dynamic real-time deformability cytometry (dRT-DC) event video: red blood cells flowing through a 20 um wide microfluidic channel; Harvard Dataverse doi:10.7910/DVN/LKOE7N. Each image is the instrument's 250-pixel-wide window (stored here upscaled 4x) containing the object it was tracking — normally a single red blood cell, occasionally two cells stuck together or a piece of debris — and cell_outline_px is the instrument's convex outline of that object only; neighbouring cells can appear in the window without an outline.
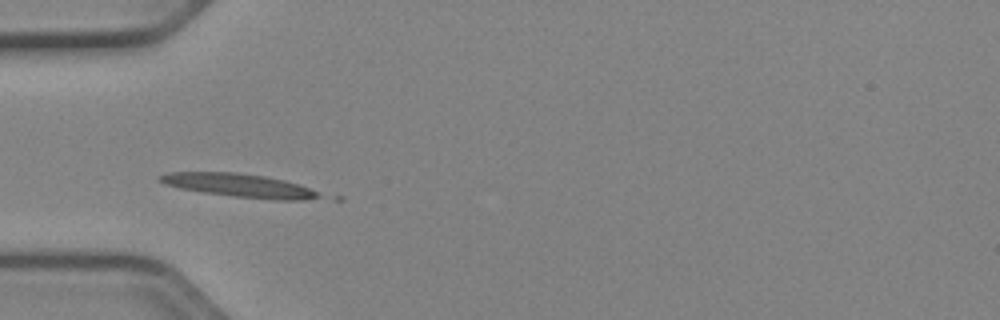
{"species": "Egyptian fruit bat (a non-hibernating species)", "species_latin": "Rousettus aegyptiacus", "temperature_condition": "cold", "stored_images_in_passage": 37, "camera_frame_rate_fps": 3000, "um_per_image_px": 0.085, "animal": {"sex": "female"}, "frame": {"image": 1, "passage_image": 2, "time_ms": 0.333, "image_size_px": [1000, 320], "cell_outline_px": [[320, 196], [304, 200], [276, 200], [232, 196], [204, 192], [180, 188], [164, 184], [156, 180], [156, 176], [168, 172], [236, 172], [264, 176], [284, 180], [300, 184], [316, 192]], "centroid_in_image_um": [20.24, 15.75], "position_along_channel_um": 64.8, "area_um2": 21.62}}
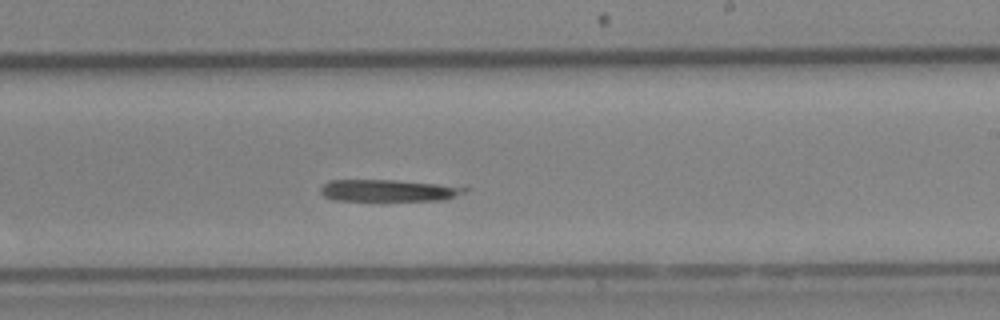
{"frame": {"image": 2, "passage_image": 17, "time_ms": 5.333, "image_size_px": [1000, 320], "cell_outline_px": [[472, 188], [468, 192], [444, 200], [332, 200], [324, 196], [320, 192], [320, 188], [328, 180], [396, 180], [464, 184]], "centroid_in_image_um": [33.23, 16.17], "position_along_channel_um": 255.8, "area_um2": 19.13}}
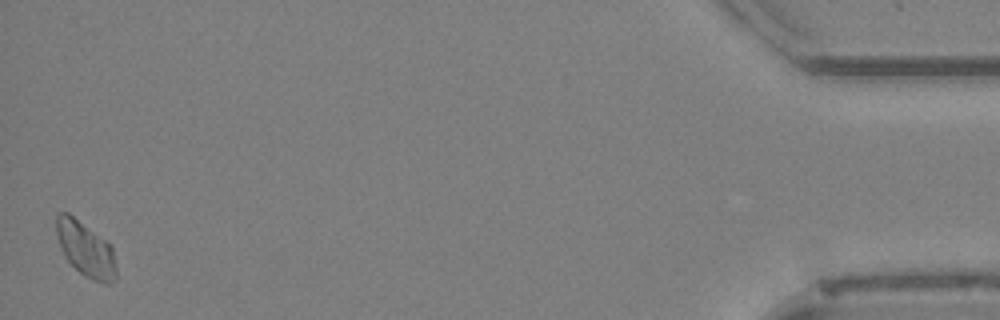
{"frame": {"image": 3, "passage_image": 37, "time_ms": 12.0, "image_size_px": [1000, 320], "cell_outline_px": [[116, 280], [108, 284], [92, 280], [84, 276], [64, 256], [60, 248], [56, 236], [56, 216], [60, 212], [68, 212], [112, 244], [116, 268]], "centroid_in_image_um": [7.28, 21.17], "position_along_channel_um": 427.9, "area_um2": 19.36}}